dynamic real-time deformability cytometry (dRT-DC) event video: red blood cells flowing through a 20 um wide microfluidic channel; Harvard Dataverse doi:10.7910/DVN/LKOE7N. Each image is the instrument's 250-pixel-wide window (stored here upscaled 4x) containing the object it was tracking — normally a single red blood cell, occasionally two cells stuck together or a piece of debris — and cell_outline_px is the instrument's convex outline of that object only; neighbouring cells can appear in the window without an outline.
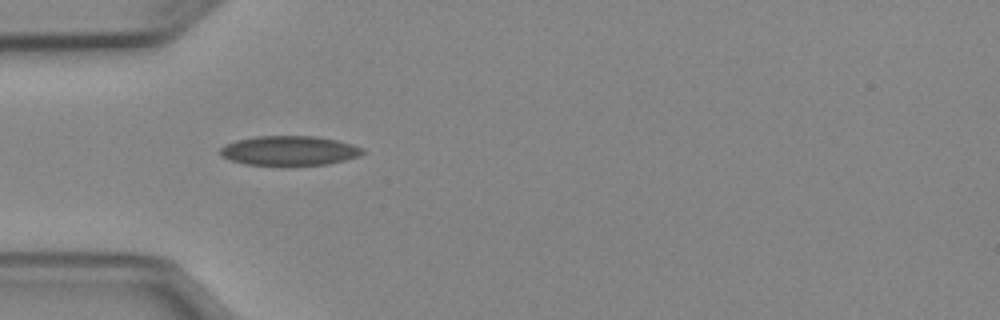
{"species": "Egyptian fruit bat (a non-hibernating species)", "species_latin": "Rousettus aegyptiacus", "temperature_condition": "cold", "stored_images_in_passage": 36, "camera_frame_rate_fps": 3000, "um_per_image_px": 0.085, "animal": {"sex": "female"}, "frame": {"image": 1, "passage_image": 1, "time_ms": 0.0, "image_size_px": [1000, 320], "cell_outline_px": [[364, 152], [360, 156], [328, 164], [284, 168], [244, 164], [220, 156], [220, 148], [236, 140], [256, 136], [316, 136], [336, 140], [352, 144], [364, 148]], "centroid_in_image_um": [24.59, 12.85], "position_along_channel_um": 60.4, "area_um2": 25.37}}
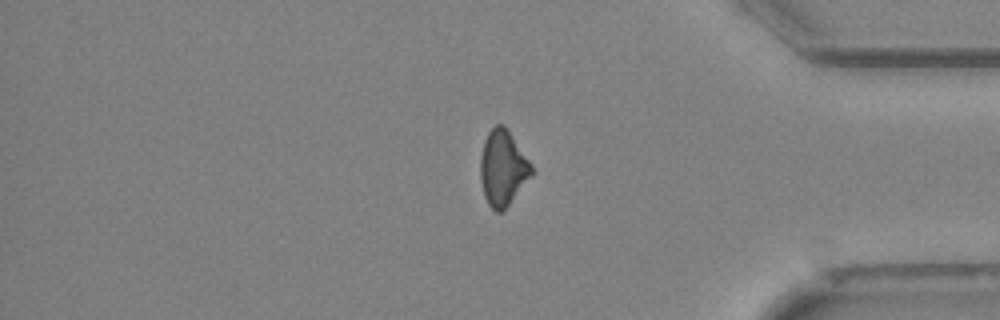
{"frame": {"image": 2, "passage_image": 28, "time_ms": 9.0, "image_size_px": [1000, 320], "cell_outline_px": [[536, 172], [504, 212], [496, 212], [488, 204], [484, 196], [480, 180], [480, 156], [484, 140], [488, 132], [496, 124], [504, 124], [532, 164]], "centroid_in_image_um": [42.77, 14.32], "position_along_channel_um": 392.4, "area_um2": 23.12}}
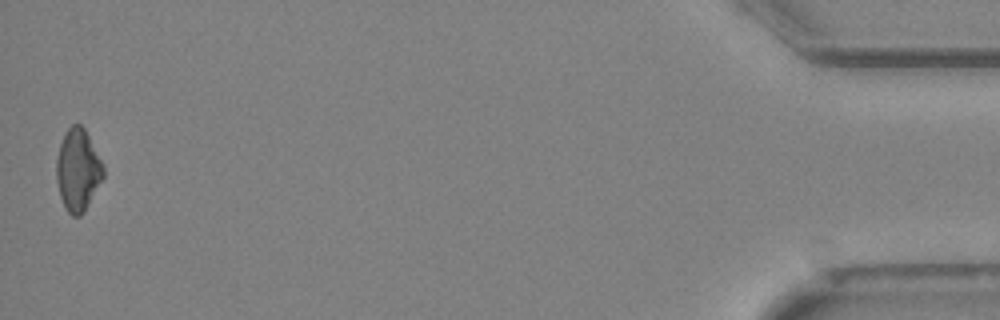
{"frame": {"image": 3, "passage_image": 36, "time_ms": 11.667, "image_size_px": [1000, 320], "cell_outline_px": [[104, 176], [84, 212], [80, 216], [72, 216], [64, 208], [60, 196], [56, 180], [56, 160], [60, 144], [64, 132], [72, 124], [80, 124], [84, 128], [104, 164]], "centroid_in_image_um": [6.61, 14.45], "position_along_channel_um": 428.6, "area_um2": 22.54}, "authors_computed_cell_mechanics": {"area_um2": 23.2645, "velocity_mm_per_s": 3.9664, "shape_relaxation_time_tau1_ms": null, "shape_relaxation_time_tau2_ms": 2.2287, "deformation_change_tau1": null, "deformation_change_tau2": 0.0841}}